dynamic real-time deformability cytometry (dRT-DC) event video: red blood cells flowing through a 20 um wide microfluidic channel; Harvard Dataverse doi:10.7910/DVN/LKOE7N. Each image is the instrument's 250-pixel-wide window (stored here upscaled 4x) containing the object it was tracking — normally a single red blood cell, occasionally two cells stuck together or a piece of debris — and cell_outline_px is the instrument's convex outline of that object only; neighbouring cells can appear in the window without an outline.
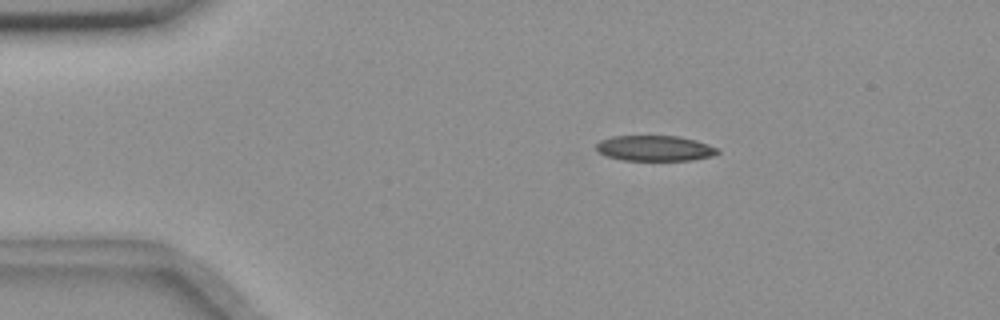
{"species": "common noctule bat (a hibernating species)", "species_latin": "Nyctalus noctula", "temperature_condition": "room temperature", "stored_images_in_passage": 4, "camera_frame_rate_fps": 3000, "um_per_image_px": 0.085, "animal": {"sex": "female", "body_mass_g": 18.4}, "frame": {"image": 1, "passage_image": 1, "time_ms": 0.0, "image_size_px": [1000, 320], "cell_outline_px": [[720, 152], [712, 156], [692, 160], [624, 160], [608, 156], [596, 152], [596, 144], [600, 140], [612, 136], [680, 136], [696, 140], [708, 144], [716, 148]], "centroid_in_image_um": [55.64, 12.6], "position_along_channel_um": 29.4, "area_um2": 18.03}}
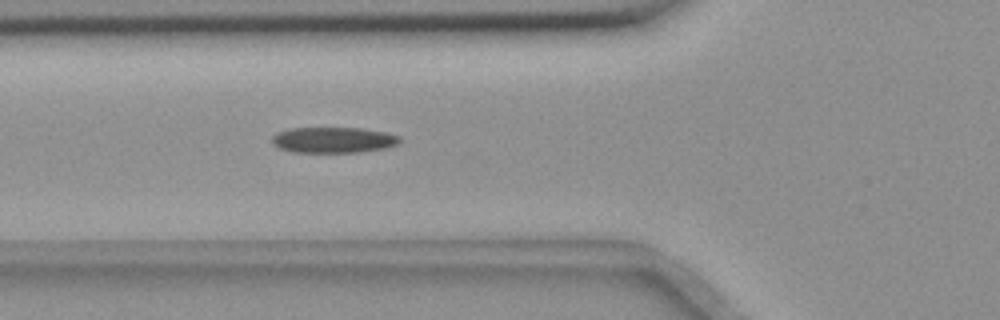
{"frame": {"image": 2, "passage_image": 4, "time_ms": 3.333, "image_size_px": [1000, 320], "cell_outline_px": [[400, 140], [396, 144], [384, 148], [356, 152], [296, 152], [280, 148], [272, 140], [272, 136], [276, 132], [288, 128], [364, 128], [384, 132], [400, 136]], "centroid_in_image_um": [28.32, 11.88], "position_along_channel_um": 97.5, "area_um2": 18.96}}